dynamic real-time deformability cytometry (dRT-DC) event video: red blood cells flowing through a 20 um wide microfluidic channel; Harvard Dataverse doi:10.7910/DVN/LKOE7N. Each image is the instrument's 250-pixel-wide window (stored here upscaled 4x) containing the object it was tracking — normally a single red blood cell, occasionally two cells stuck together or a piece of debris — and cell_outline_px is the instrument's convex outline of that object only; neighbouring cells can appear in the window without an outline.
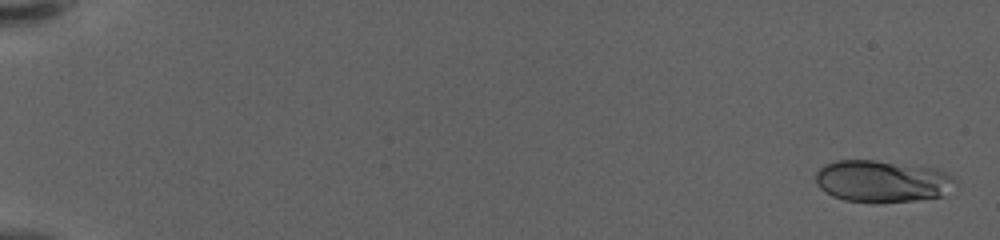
{"species": "human", "species_latin": "Homo sapiens", "temperature_condition": "warm", "stored_images_in_passage": 60, "camera_frame_rate_fps": 3000, "um_per_image_px": 0.085, "donor": {"sex": "female"}, "frame": {"image": 1, "passage_image": 2, "time_ms": 0.333, "image_size_px": [1000, 240], "cell_outline_px": [[956, 180], [940, 196], [912, 200], [876, 204], [872, 204], [844, 200], [832, 196], [820, 188], [816, 184], [816, 172], [824, 164], [836, 160], [872, 160], [936, 168], [956, 176]], "centroid_in_image_um": [74.92, 15.41], "position_along_channel_um": 10.1, "area_um2": 34.22}}
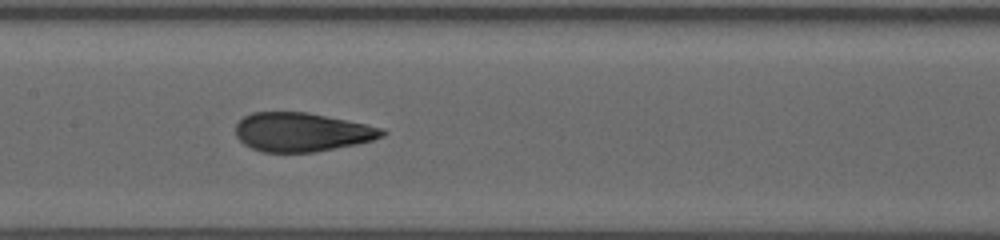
{"frame": {"image": 2, "passage_image": 32, "time_ms": 10.333, "image_size_px": [1000, 240], "cell_outline_px": [[388, 132], [384, 136], [372, 140], [356, 144], [316, 152], [260, 152], [244, 144], [236, 136], [236, 124], [244, 116], [252, 112], [308, 112], [384, 128]], "centroid_in_image_um": [25.65, 11.23], "position_along_channel_um": 181.7, "area_um2": 33.23}}
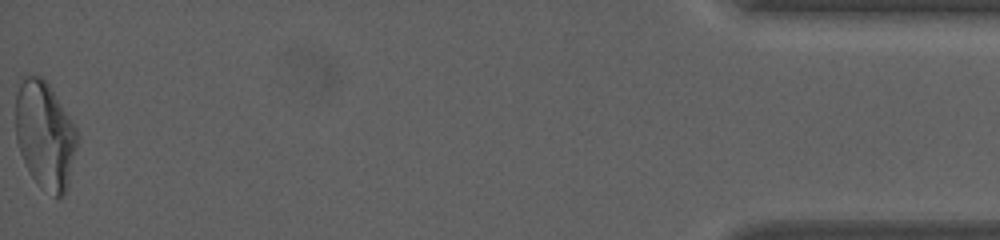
{"frame": {"image": 3, "passage_image": 60, "time_ms": 19.667, "image_size_px": [1000, 240], "cell_outline_px": [[80, 136], [68, 188], [64, 196], [56, 196], [36, 180], [28, 172], [20, 152], [16, 140], [16, 96], [20, 76], [40, 76], [48, 84], [76, 128]], "centroid_in_image_um": [3.83, 11.47], "position_along_channel_um": 431.4, "area_um2": 38.49}, "authors_computed_cell_mechanics": {"area_um2": 33.6107, "velocity_mm_per_s": 3.5723, "shape_relaxation_time_tau1_ms": null, "shape_relaxation_time_tau2_ms": 0.8301, "deformation_change_tau1": null, "deformation_change_tau2": 0.0672}}